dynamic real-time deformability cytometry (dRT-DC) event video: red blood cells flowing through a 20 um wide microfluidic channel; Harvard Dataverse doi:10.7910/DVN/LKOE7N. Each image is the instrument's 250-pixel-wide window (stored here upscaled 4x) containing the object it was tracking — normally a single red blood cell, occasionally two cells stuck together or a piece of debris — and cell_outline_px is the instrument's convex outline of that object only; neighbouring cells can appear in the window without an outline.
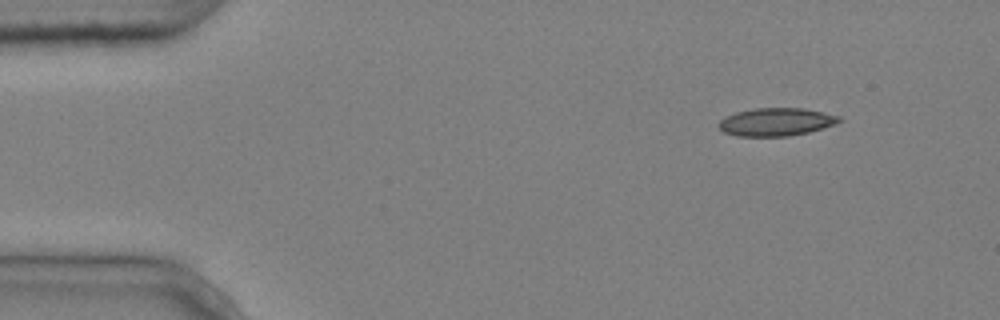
{"species": "common noctule bat (a hibernating species)", "species_latin": "Nyctalus noctula", "temperature_condition": "cold", "stored_images_in_passage": 5, "camera_frame_rate_fps": 3000, "um_per_image_px": 0.085, "animal": {"sex": "male", "body_mass_g": 20.4}, "frame": {"image": 1, "passage_image": 1, "time_ms": 0.0, "image_size_px": [1000, 320], "cell_outline_px": [[844, 120], [836, 124], [808, 132], [788, 136], [736, 136], [724, 132], [716, 124], [724, 116], [736, 112], [756, 108], [804, 108], [824, 112], [840, 116]], "centroid_in_image_um": [65.97, 10.36], "position_along_channel_um": 19.0, "area_um2": 19.77}}
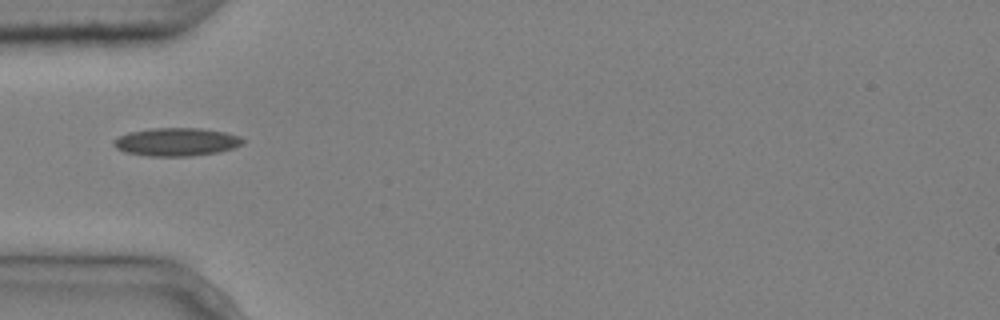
{"frame": {"image": 2, "passage_image": 4, "time_ms": 1.0, "image_size_px": [1000, 320], "cell_outline_px": [[244, 144], [220, 152], [192, 156], [148, 156], [124, 152], [116, 148], [112, 144], [112, 140], [128, 132], [152, 128], [200, 128], [224, 132], [240, 136], [244, 140]], "centroid_in_image_um": [14.98, 12.06], "position_along_channel_um": 70.0, "area_um2": 21.33}}